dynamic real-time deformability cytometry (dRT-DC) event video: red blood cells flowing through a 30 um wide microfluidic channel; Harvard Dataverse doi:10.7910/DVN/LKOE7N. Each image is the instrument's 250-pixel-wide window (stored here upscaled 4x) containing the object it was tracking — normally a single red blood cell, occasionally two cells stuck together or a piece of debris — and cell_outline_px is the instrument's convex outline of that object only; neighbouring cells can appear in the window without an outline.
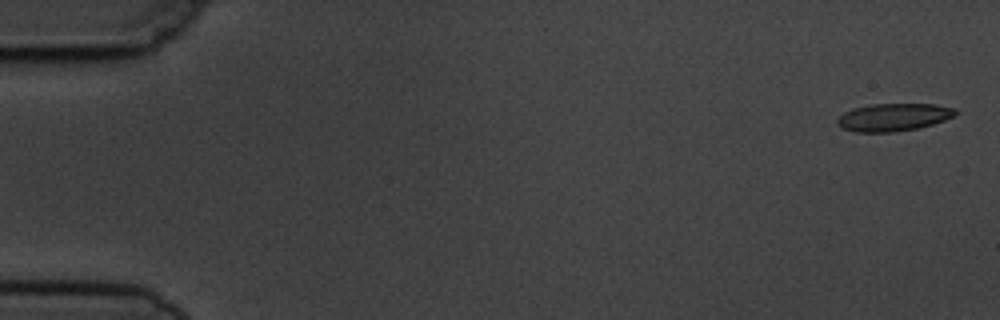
{"species": "common noctule bat (a hibernating species)", "species_latin": "Nyctalus noctula", "temperature_condition": "cold", "stored_images_in_passage": 4, "camera_frame_rate_fps": 3000, "um_per_image_px": 0.085, "animal": {"sex": "male", "body_mass_g": 19.5, "forearm_length_mm": 54.6}, "frame": {"image": 1, "passage_image": 1, "time_ms": 0.0, "image_size_px": [1000, 320], "cell_outline_px": [[960, 112], [956, 116], [932, 124], [916, 128], [896, 132], [856, 132], [840, 128], [836, 124], [836, 120], [844, 112], [852, 108], [872, 104], [932, 104], [956, 108]], "centroid_in_image_um": [75.94, 9.96], "position_along_channel_um": 9.1, "area_um2": 19.25}}
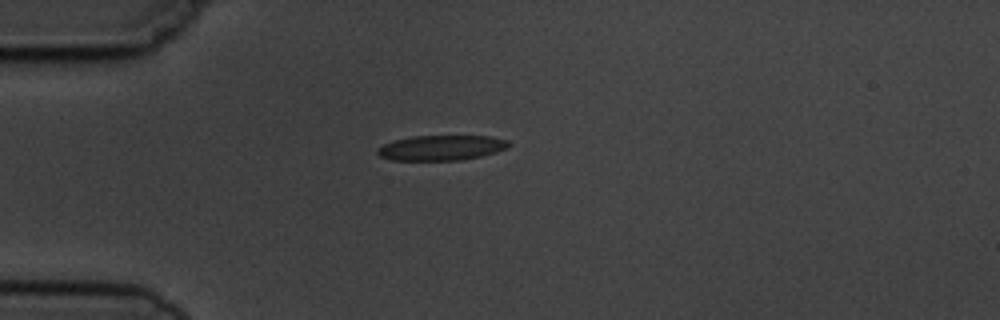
{"frame": {"image": 2, "passage_image": 4, "time_ms": 4.333, "image_size_px": [1000, 320], "cell_outline_px": [[512, 144], [508, 148], [496, 152], [480, 156], [460, 160], [392, 160], [380, 156], [376, 152], [376, 148], [384, 144], [396, 140], [412, 136], [492, 136], [508, 140]], "centroid_in_image_um": [37.54, 12.56], "position_along_channel_um": 47.5, "area_um2": 19.25}}